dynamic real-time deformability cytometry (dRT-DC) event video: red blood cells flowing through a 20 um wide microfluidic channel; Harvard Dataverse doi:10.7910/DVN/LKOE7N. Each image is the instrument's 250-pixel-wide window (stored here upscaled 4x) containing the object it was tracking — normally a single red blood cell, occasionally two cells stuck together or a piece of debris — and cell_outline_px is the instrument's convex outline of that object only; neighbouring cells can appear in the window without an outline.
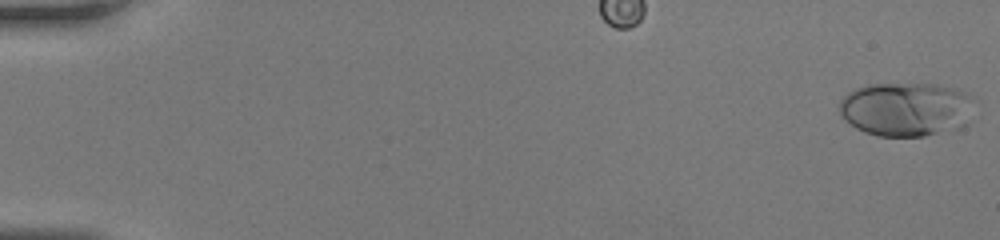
{"species": "human", "species_latin": "Homo sapiens", "temperature_condition": "room temperature", "stored_images_in_passage": 43, "camera_frame_rate_fps": 3000, "um_per_image_px": 0.085, "donor": {"sex": "female"}, "frame": {"image": 1, "passage_image": 1, "time_ms": 0.0, "image_size_px": [1000, 240], "cell_outline_px": [[968, 124], [960, 128], [924, 136], [876, 136], [864, 132], [856, 128], [840, 112], [840, 100], [848, 92], [856, 88], [868, 84], [936, 84], [960, 92], [968, 96]], "centroid_in_image_um": [76.94, 9.3], "position_along_channel_um": 8.1, "area_um2": 41.62}}
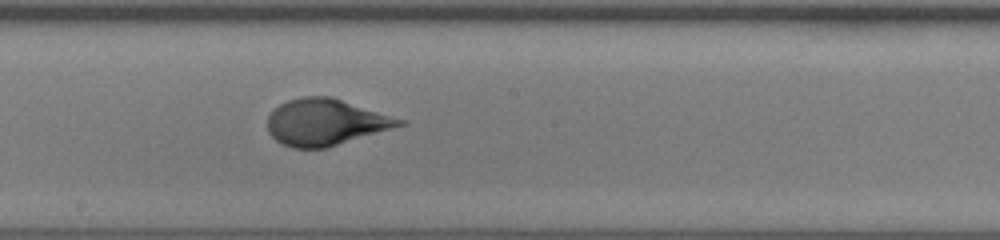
{"frame": {"image": 2, "passage_image": 27, "time_ms": 8.667, "image_size_px": [1000, 240], "cell_outline_px": [[408, 124], [328, 148], [292, 148], [276, 140], [268, 132], [268, 116], [280, 104], [288, 100], [304, 96], [332, 96], [408, 120]], "centroid_in_image_um": [27.75, 10.38], "position_along_channel_um": 220.4, "area_um2": 36.13}}
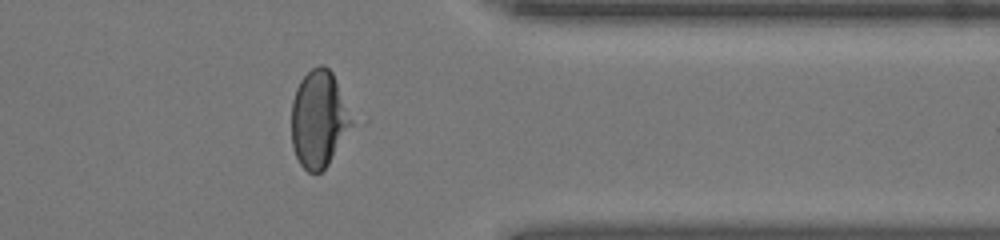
{"frame": {"image": 3, "passage_image": 38, "time_ms": 12.333, "image_size_px": [1000, 240], "cell_outline_px": [[352, 124], [328, 164], [320, 172], [308, 172], [300, 164], [296, 156], [292, 144], [292, 100], [296, 88], [300, 80], [312, 68], [320, 64], [324, 64], [332, 72]], "centroid_in_image_um": [27.04, 10.12], "position_along_channel_um": 384.4, "area_um2": 32.95}}